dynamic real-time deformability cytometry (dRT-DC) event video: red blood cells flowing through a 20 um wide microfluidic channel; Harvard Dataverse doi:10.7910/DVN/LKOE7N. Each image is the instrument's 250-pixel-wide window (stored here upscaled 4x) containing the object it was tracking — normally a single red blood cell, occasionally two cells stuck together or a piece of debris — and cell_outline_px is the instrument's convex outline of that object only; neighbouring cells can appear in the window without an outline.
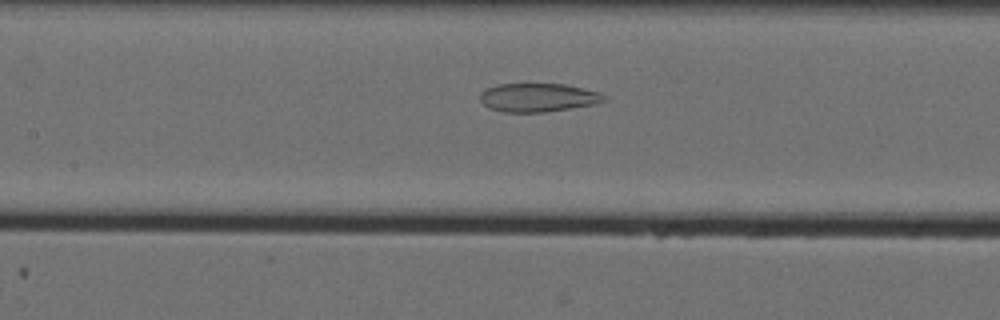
{"species": "Egyptian fruit bat (a non-hibernating species)", "species_latin": "Rousettus aegyptiacus", "temperature_condition": "cold", "stored_images_in_passage": 54, "camera_frame_rate_fps": 3000, "um_per_image_px": 0.085, "animal": {"sex": "female"}, "frame": {"image": 1, "passage_image": 25, "time_ms": 8.0, "image_size_px": [1000, 320], "cell_outline_px": [[608, 100], [596, 104], [544, 112], [504, 112], [488, 108], [480, 100], [480, 92], [484, 88], [500, 84], [564, 84], [584, 88], [600, 92], [608, 96]], "centroid_in_image_um": [45.76, 8.29], "position_along_channel_um": 161.6, "area_um2": 20.87}}
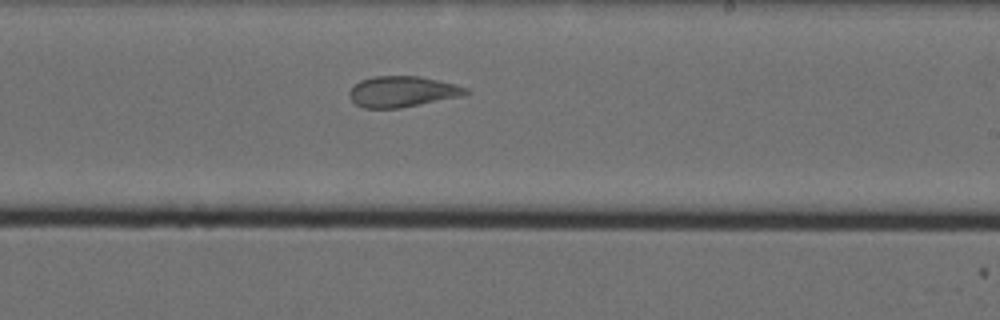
{"frame": {"image": 2, "passage_image": 33, "time_ms": 10.667, "image_size_px": [1000, 320], "cell_outline_px": [[468, 92], [464, 96], [400, 108], [364, 108], [356, 104], [348, 96], [348, 92], [360, 80], [372, 76], [420, 76], [456, 84], [468, 88]], "centroid_in_image_um": [34.21, 7.78], "position_along_channel_um": 254.8, "area_um2": 21.04}}
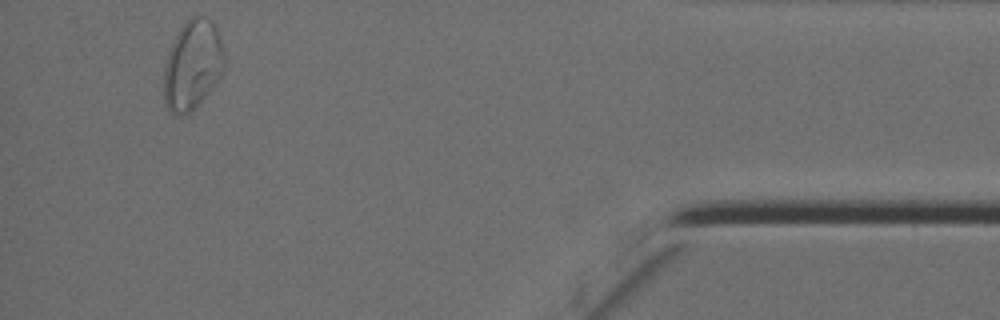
{"frame": {"image": 3, "passage_image": 51, "time_ms": 16.667, "image_size_px": [1000, 320], "cell_outline_px": [[224, 72], [212, 88], [184, 116], [176, 116], [168, 112], [164, 104], [164, 68], [168, 48], [172, 40], [180, 28], [192, 16], [204, 16], [212, 20], [220, 32], [224, 48]], "centroid_in_image_um": [16.36, 5.5], "position_along_channel_um": 418.8, "area_um2": 32.08}, "authors_computed_cell_mechanics": {"area_um2": 26.588, "velocity_mm_per_s": 3.517, "shape_relaxation_time_tau1_ms": null, "shape_relaxation_time_tau2_ms": 1.6298, "deformation_change_tau1": null, "deformation_change_tau2": 0.0844}}